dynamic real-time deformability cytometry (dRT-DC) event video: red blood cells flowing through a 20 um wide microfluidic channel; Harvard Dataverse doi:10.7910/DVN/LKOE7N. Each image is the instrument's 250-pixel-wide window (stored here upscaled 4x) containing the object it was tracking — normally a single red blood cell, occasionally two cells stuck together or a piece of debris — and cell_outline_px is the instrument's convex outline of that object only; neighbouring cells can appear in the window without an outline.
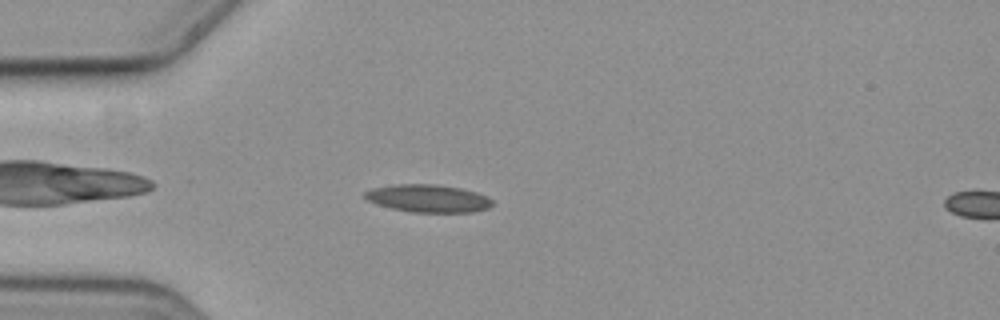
{"species": "common noctule bat (a hibernating species)", "species_latin": "Nyctalus noctula", "temperature_condition": "cold", "stored_images_in_passage": 47, "camera_frame_rate_fps": 3000, "um_per_image_px": 0.085, "animal": {"sex": "female", "body_mass_g": 19.3, "forearm_length_mm": 54.1}, "frame": {"image": 1, "passage_image": 5, "time_ms": 1.333, "image_size_px": [1000, 320], "cell_outline_px": [[492, 204], [488, 208], [472, 212], [412, 212], [392, 208], [376, 204], [368, 200], [364, 196], [364, 192], [372, 188], [396, 184], [436, 184], [460, 188], [476, 192], [488, 196], [492, 200]], "centroid_in_image_um": [36.39, 16.86], "position_along_channel_um": 48.6, "area_um2": 20.52}}
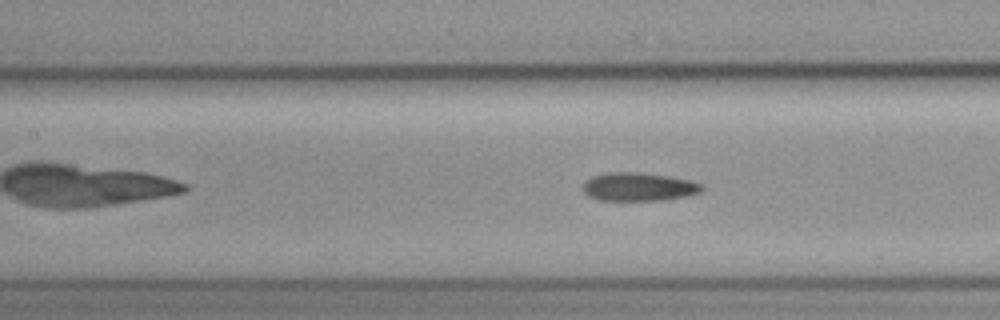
{"frame": {"image": 2, "passage_image": 15, "time_ms": 4.667, "image_size_px": [1000, 320], "cell_outline_px": [[704, 188], [700, 192], [688, 196], [664, 200], [600, 200], [588, 196], [580, 188], [584, 180], [592, 176], [612, 172], [640, 172], [668, 176], [688, 180], [700, 184]], "centroid_in_image_um": [54.23, 15.88], "position_along_channel_um": 153.2, "area_um2": 19.77}}
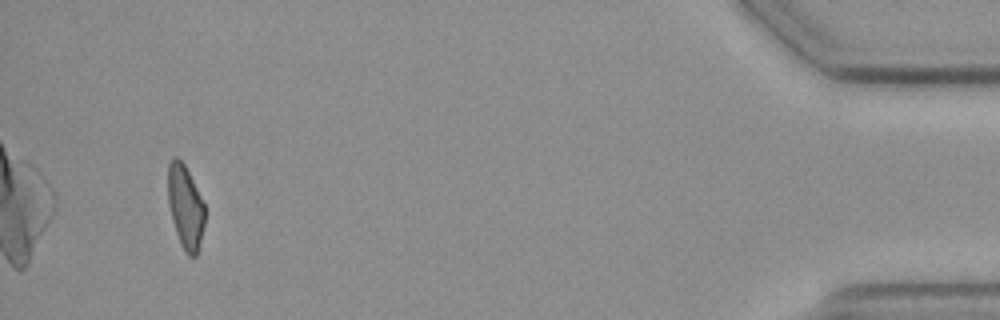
{"frame": {"image": 3, "passage_image": 44, "time_ms": 14.333, "image_size_px": [1000, 320], "cell_outline_px": [[204, 224], [196, 256], [188, 256], [184, 252], [180, 244], [172, 220], [168, 204], [168, 164], [172, 156], [176, 156], [184, 164], [204, 204]], "centroid_in_image_um": [15.73, 17.59], "position_along_channel_um": 419.5, "area_um2": 17.74}}